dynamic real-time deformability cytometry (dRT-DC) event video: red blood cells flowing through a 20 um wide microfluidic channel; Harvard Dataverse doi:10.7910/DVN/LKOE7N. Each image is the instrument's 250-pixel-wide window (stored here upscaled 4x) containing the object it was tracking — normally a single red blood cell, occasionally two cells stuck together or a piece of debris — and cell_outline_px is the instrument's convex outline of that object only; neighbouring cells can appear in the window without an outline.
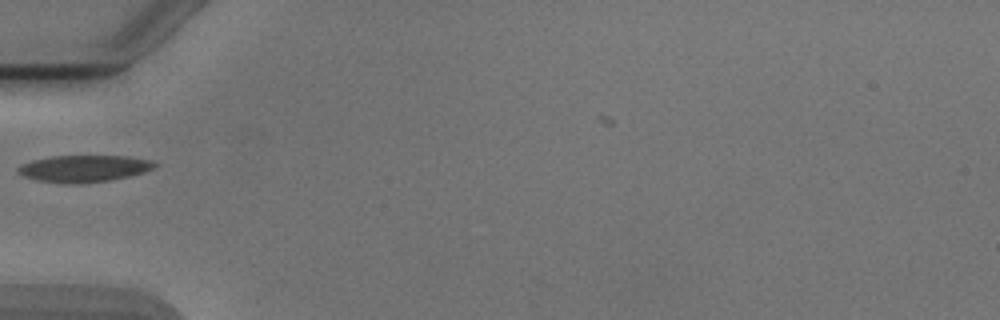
{"species": "Egyptian fruit bat (a non-hibernating species)", "species_latin": "Rousettus aegyptiacus", "temperature_condition": "cold", "stored_images_in_passage": 2, "camera_frame_rate_fps": 3000, "um_per_image_px": 0.085, "animal": {"sex": "male"}, "frame": {"image": 1, "passage_image": 1, "time_ms": 0.0, "image_size_px": [1000, 320], "cell_outline_px": [[160, 164], [144, 172], [128, 176], [108, 180], [80, 184], [76, 184], [36, 180], [24, 176], [16, 172], [16, 168], [20, 164], [32, 160], [52, 156], [128, 156], [152, 160]], "centroid_in_image_um": [7.12, 14.32], "position_along_channel_um": 77.9, "area_um2": 21.39}}
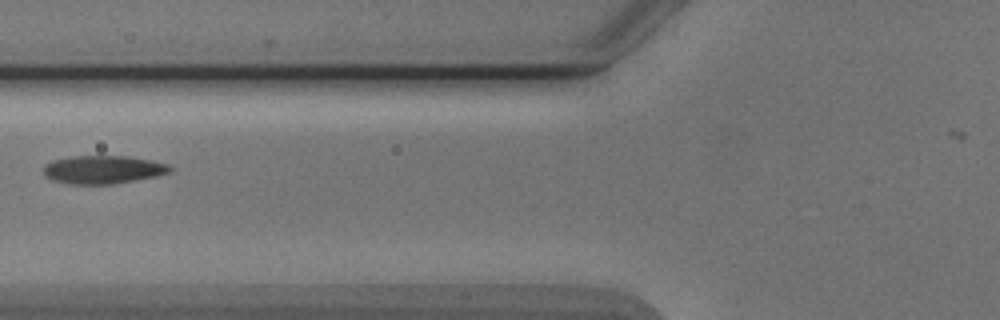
{"frame": {"image": 2, "passage_image": 2, "time_ms": 1.0, "image_size_px": [1000, 320], "cell_outline_px": [[172, 172], [156, 176], [136, 180], [112, 184], [68, 184], [52, 180], [44, 176], [44, 164], [56, 160], [72, 156], [128, 156], [168, 164], [172, 168]], "centroid_in_image_um": [8.75, 14.42], "position_along_channel_um": 117.0, "area_um2": 20.75}}